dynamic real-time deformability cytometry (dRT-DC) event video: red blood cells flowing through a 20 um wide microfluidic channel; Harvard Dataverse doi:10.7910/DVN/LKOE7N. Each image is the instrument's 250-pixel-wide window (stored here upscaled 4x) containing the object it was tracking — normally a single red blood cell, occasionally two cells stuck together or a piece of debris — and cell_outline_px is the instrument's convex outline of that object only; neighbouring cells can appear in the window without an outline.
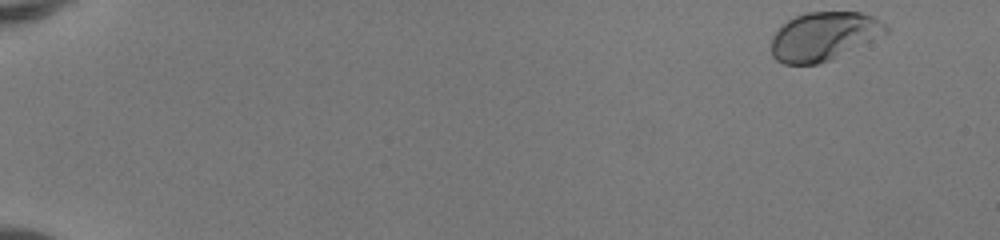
{"species": "human", "species_latin": "Homo sapiens", "temperature_condition": "room temperature", "stored_images_in_passage": 49, "camera_frame_rate_fps": 3000, "um_per_image_px": 0.085, "donor": {"sex": "female"}, "frame": {"image": 1, "passage_image": 1, "time_ms": 0.0, "image_size_px": [1000, 240], "cell_outline_px": [[888, 32], [828, 60], [816, 64], [784, 64], [776, 60], [772, 56], [772, 36], [788, 20], [804, 12], [860, 12], [872, 16], [880, 20], [888, 28]], "centroid_in_image_um": [69.99, 3.07], "position_along_channel_um": 15.0, "area_um2": 31.79}}
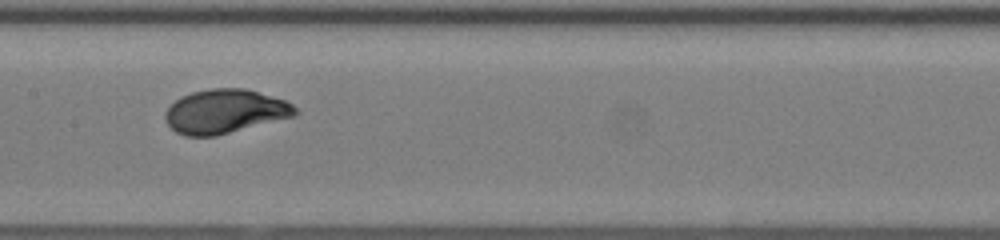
{"frame": {"image": 2, "passage_image": 26, "time_ms": 8.333, "image_size_px": [1000, 240], "cell_outline_px": [[300, 112], [296, 116], [216, 136], [184, 136], [176, 132], [168, 124], [164, 116], [164, 112], [180, 96], [192, 92], [212, 88], [244, 88], [284, 100], [292, 104]], "centroid_in_image_um": [19.13, 9.48], "position_along_channel_um": 188.3, "area_um2": 33.35}}
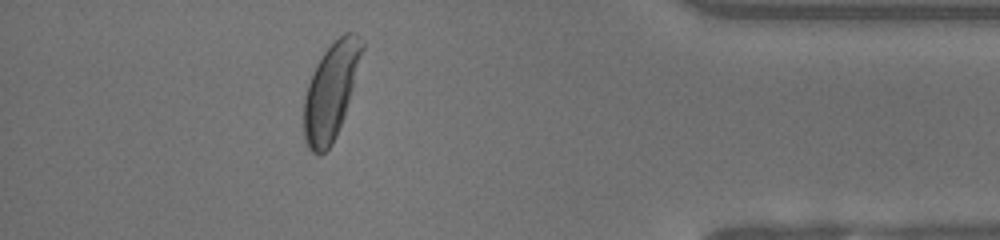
{"frame": {"image": 3, "passage_image": 44, "time_ms": 14.333, "image_size_px": [1000, 240], "cell_outline_px": [[364, 48], [344, 116], [336, 136], [332, 144], [320, 156], [312, 152], [308, 148], [304, 140], [304, 96], [308, 84], [316, 64], [324, 52], [344, 32], [356, 32], [364, 40]], "centroid_in_image_um": [28.13, 7.75], "position_along_channel_um": 407.1, "area_um2": 32.43}, "authors_computed_cell_mechanics": {"area_um2": 32.4258, "velocity_mm_per_s": 4.1521, "shape_relaxation_time_tau1_ms": 2.0203, "shape_relaxation_time_tau2_ms": null, "deformation_change_tau1": 0.1274, "deformation_change_tau2": null}}